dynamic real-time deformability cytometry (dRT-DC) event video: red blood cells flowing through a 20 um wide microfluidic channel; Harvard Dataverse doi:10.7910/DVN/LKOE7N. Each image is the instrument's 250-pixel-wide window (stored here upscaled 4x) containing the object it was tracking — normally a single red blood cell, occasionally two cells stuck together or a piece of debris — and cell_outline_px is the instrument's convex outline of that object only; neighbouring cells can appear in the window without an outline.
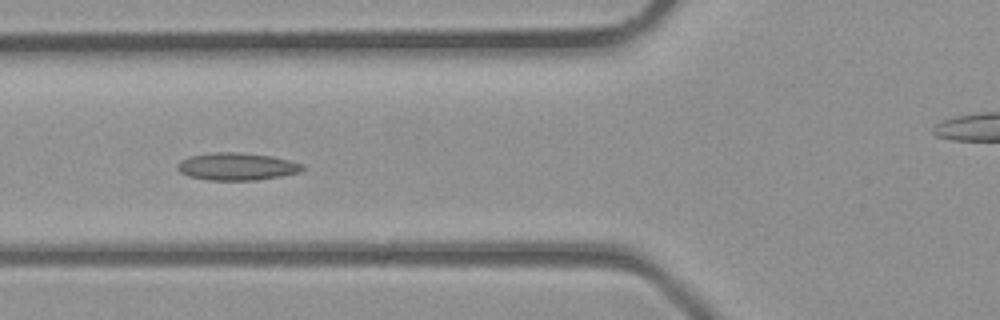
{"species": "common noctule bat (a hibernating species)", "species_latin": "Nyctalus noctula", "temperature_condition": "room temperature", "stored_images_in_passage": 6, "camera_frame_rate_fps": 3000, "um_per_image_px": 0.085, "animal": {"sex": "male", "body_mass_g": 23.1, "forearm_length_mm": 52.7}, "frame": {"image": 1, "passage_image": 4, "time_ms": 1.0, "image_size_px": [1000, 320], "cell_outline_px": [[304, 168], [300, 172], [280, 176], [256, 180], [208, 180], [188, 176], [180, 172], [176, 168], [176, 164], [180, 160], [188, 156], [212, 152], [236, 152], [272, 156], [304, 164]], "centroid_in_image_um": [20.09, 14.15], "position_along_channel_um": 105.7, "area_um2": 20.11}}